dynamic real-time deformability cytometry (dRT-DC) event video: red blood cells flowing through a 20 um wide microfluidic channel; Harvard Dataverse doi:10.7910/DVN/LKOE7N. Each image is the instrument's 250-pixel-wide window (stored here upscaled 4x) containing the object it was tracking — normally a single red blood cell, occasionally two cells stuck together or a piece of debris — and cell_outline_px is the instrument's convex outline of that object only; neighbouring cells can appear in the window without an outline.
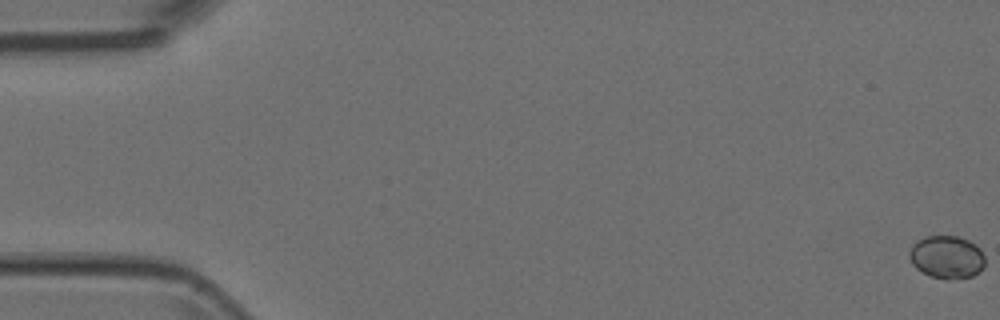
{"species": "Egyptian fruit bat (a non-hibernating species)", "species_latin": "Rousettus aegyptiacus", "temperature_condition": "room temperature", "stored_images_in_passage": 7, "camera_frame_rate_fps": 3000, "um_per_image_px": 0.085, "animal": {"sex": "female"}, "frame": {"image": 1, "passage_image": 1, "time_ms": 0.0, "image_size_px": [1000, 320], "cell_outline_px": [[984, 268], [980, 272], [972, 276], [948, 280], [944, 280], [932, 276], [916, 268], [912, 264], [908, 256], [908, 252], [912, 244], [916, 240], [924, 236], [956, 236], [968, 240], [976, 244], [980, 248], [984, 256]], "centroid_in_image_um": [80.47, 21.85], "position_along_channel_um": 4.5, "area_um2": 19.19}}
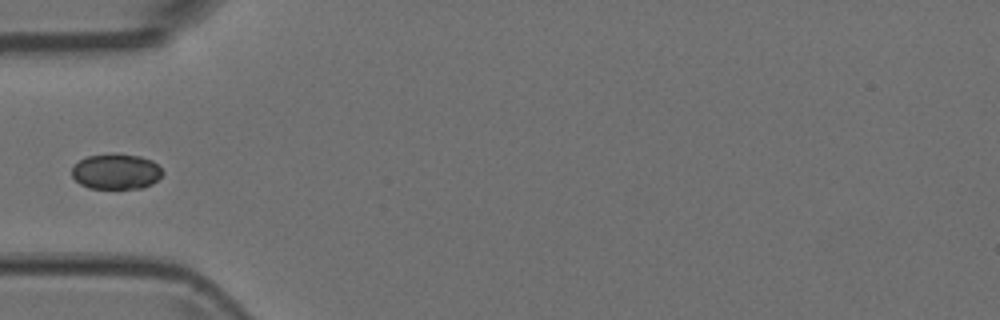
{"frame": {"image": 2, "passage_image": 6, "time_ms": 1.667, "image_size_px": [1000, 320], "cell_outline_px": [[164, 172], [152, 184], [140, 188], [88, 188], [80, 184], [72, 176], [72, 168], [80, 160], [88, 156], [116, 152], [140, 156], [152, 160]], "centroid_in_image_um": [9.86, 14.56], "position_along_channel_um": 75.1, "area_um2": 18.79}}
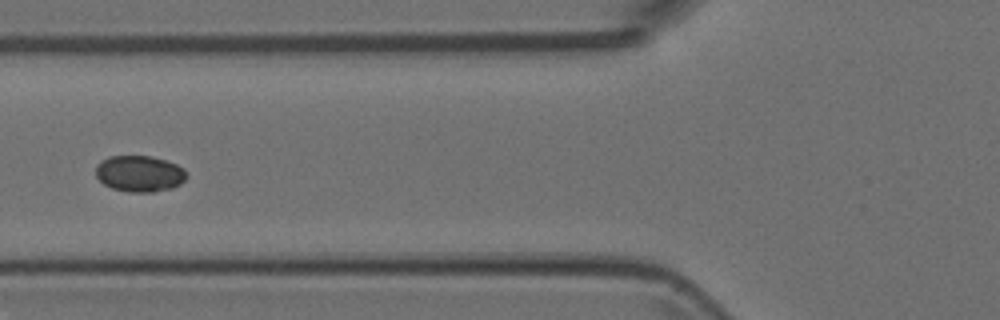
{"frame": {"image": 3, "passage_image": 7, "time_ms": 2.0, "image_size_px": [1000, 320], "cell_outline_px": [[188, 176], [180, 184], [172, 188], [152, 192], [128, 192], [112, 188], [104, 184], [96, 176], [96, 164], [100, 160], [108, 156], [152, 156], [176, 164], [184, 168]], "centroid_in_image_um": [11.85, 14.75], "position_along_channel_um": 113.9, "area_um2": 19.31}}